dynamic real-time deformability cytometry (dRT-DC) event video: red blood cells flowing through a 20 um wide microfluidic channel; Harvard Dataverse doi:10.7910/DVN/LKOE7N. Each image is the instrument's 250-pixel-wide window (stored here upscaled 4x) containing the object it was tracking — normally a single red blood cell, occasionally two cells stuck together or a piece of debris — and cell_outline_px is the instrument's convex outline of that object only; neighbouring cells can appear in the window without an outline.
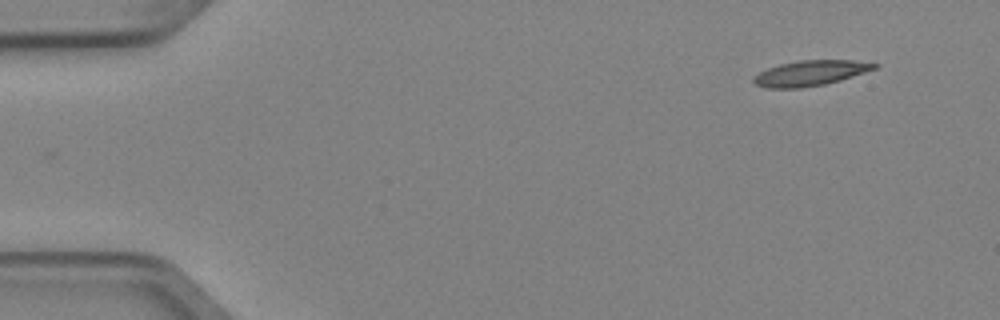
{"species": "Egyptian fruit bat (a non-hibernating species)", "species_latin": "Rousettus aegyptiacus", "temperature_condition": "cold", "stored_images_in_passage": 5, "segment_of_instrument_passage": [1, 2], "camera_frame_rate_fps": 3000, "um_per_image_px": 0.085, "animal": {"sex": "female"}, "frame": {"image": 1, "passage_image": 1, "time_ms": 0.0, "image_size_px": [1000, 320], "cell_outline_px": [[880, 64], [876, 68], [840, 80], [824, 84], [800, 88], [764, 88], [756, 84], [752, 80], [752, 76], [768, 68], [780, 64], [800, 60], [852, 60]], "centroid_in_image_um": [68.84, 6.21], "position_along_channel_um": 16.2, "area_um2": 17.69}}
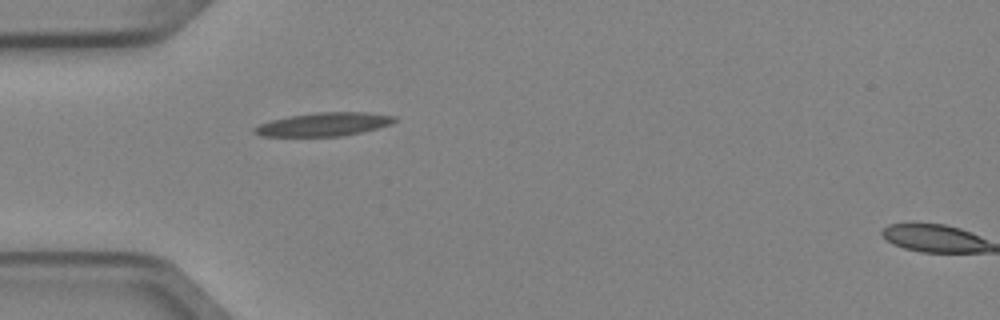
{"frame": {"image": 2, "passage_image": 4, "time_ms": 1.0, "image_size_px": [1000, 320], "cell_outline_px": [[396, 120], [392, 124], [360, 132], [340, 136], [260, 136], [252, 132], [252, 128], [260, 124], [272, 120], [288, 116], [316, 112], [368, 112], [396, 116]], "centroid_in_image_um": [27.51, 10.56], "position_along_channel_um": 57.5, "area_um2": 19.13}}